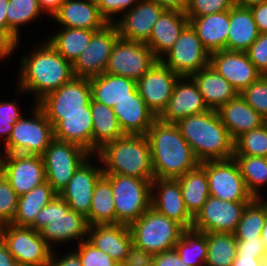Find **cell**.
Here are the masks:
<instances>
[{
  "label": "cell",
  "instance_id": "cell-1",
  "mask_svg": "<svg viewBox=\"0 0 267 266\" xmlns=\"http://www.w3.org/2000/svg\"><path fill=\"white\" fill-rule=\"evenodd\" d=\"M38 45L31 50V55L21 57L16 86V93L34 94L35 104L75 77L72 63L61 56L46 39Z\"/></svg>",
  "mask_w": 267,
  "mask_h": 266
},
{
  "label": "cell",
  "instance_id": "cell-2",
  "mask_svg": "<svg viewBox=\"0 0 267 266\" xmlns=\"http://www.w3.org/2000/svg\"><path fill=\"white\" fill-rule=\"evenodd\" d=\"M146 137L150 146L154 178L176 179L200 165L176 123L156 118Z\"/></svg>",
  "mask_w": 267,
  "mask_h": 266
},
{
  "label": "cell",
  "instance_id": "cell-3",
  "mask_svg": "<svg viewBox=\"0 0 267 266\" xmlns=\"http://www.w3.org/2000/svg\"><path fill=\"white\" fill-rule=\"evenodd\" d=\"M176 124L200 163L233 158L234 140L217 110L188 116Z\"/></svg>",
  "mask_w": 267,
  "mask_h": 266
},
{
  "label": "cell",
  "instance_id": "cell-4",
  "mask_svg": "<svg viewBox=\"0 0 267 266\" xmlns=\"http://www.w3.org/2000/svg\"><path fill=\"white\" fill-rule=\"evenodd\" d=\"M104 174L153 180L150 146L146 135H125L104 144L95 154Z\"/></svg>",
  "mask_w": 267,
  "mask_h": 266
},
{
  "label": "cell",
  "instance_id": "cell-5",
  "mask_svg": "<svg viewBox=\"0 0 267 266\" xmlns=\"http://www.w3.org/2000/svg\"><path fill=\"white\" fill-rule=\"evenodd\" d=\"M30 227L39 231L52 249L69 241L86 240L89 229L86 218L71 210L58 194L36 215Z\"/></svg>",
  "mask_w": 267,
  "mask_h": 266
},
{
  "label": "cell",
  "instance_id": "cell-6",
  "mask_svg": "<svg viewBox=\"0 0 267 266\" xmlns=\"http://www.w3.org/2000/svg\"><path fill=\"white\" fill-rule=\"evenodd\" d=\"M129 229L132 243L152 254L174 249L185 230L175 220L160 214L152 207L132 222Z\"/></svg>",
  "mask_w": 267,
  "mask_h": 266
},
{
  "label": "cell",
  "instance_id": "cell-7",
  "mask_svg": "<svg viewBox=\"0 0 267 266\" xmlns=\"http://www.w3.org/2000/svg\"><path fill=\"white\" fill-rule=\"evenodd\" d=\"M112 186L116 224L130 225L151 207L152 180L120 174L103 175Z\"/></svg>",
  "mask_w": 267,
  "mask_h": 266
},
{
  "label": "cell",
  "instance_id": "cell-8",
  "mask_svg": "<svg viewBox=\"0 0 267 266\" xmlns=\"http://www.w3.org/2000/svg\"><path fill=\"white\" fill-rule=\"evenodd\" d=\"M31 118L22 116L14 124L8 141L4 144L3 153L23 155H42L54 139L52 124L44 111L34 103Z\"/></svg>",
  "mask_w": 267,
  "mask_h": 266
},
{
  "label": "cell",
  "instance_id": "cell-9",
  "mask_svg": "<svg viewBox=\"0 0 267 266\" xmlns=\"http://www.w3.org/2000/svg\"><path fill=\"white\" fill-rule=\"evenodd\" d=\"M91 155L85 148L75 143L54 138L41 155L45 167L46 181L59 194L79 166Z\"/></svg>",
  "mask_w": 267,
  "mask_h": 266
},
{
  "label": "cell",
  "instance_id": "cell-10",
  "mask_svg": "<svg viewBox=\"0 0 267 266\" xmlns=\"http://www.w3.org/2000/svg\"><path fill=\"white\" fill-rule=\"evenodd\" d=\"M91 99L89 79L74 77L57 90L47 94L37 105L54 127L60 121V114L87 113Z\"/></svg>",
  "mask_w": 267,
  "mask_h": 266
},
{
  "label": "cell",
  "instance_id": "cell-11",
  "mask_svg": "<svg viewBox=\"0 0 267 266\" xmlns=\"http://www.w3.org/2000/svg\"><path fill=\"white\" fill-rule=\"evenodd\" d=\"M200 166L206 171L210 196L230 202H250L254 199L234 158L204 161Z\"/></svg>",
  "mask_w": 267,
  "mask_h": 266
},
{
  "label": "cell",
  "instance_id": "cell-12",
  "mask_svg": "<svg viewBox=\"0 0 267 266\" xmlns=\"http://www.w3.org/2000/svg\"><path fill=\"white\" fill-rule=\"evenodd\" d=\"M1 239L18 266H45L53 251L39 231L31 227L5 224Z\"/></svg>",
  "mask_w": 267,
  "mask_h": 266
},
{
  "label": "cell",
  "instance_id": "cell-13",
  "mask_svg": "<svg viewBox=\"0 0 267 266\" xmlns=\"http://www.w3.org/2000/svg\"><path fill=\"white\" fill-rule=\"evenodd\" d=\"M210 53L204 48L201 40L188 24L174 45L160 59L174 73L191 76L209 65Z\"/></svg>",
  "mask_w": 267,
  "mask_h": 266
},
{
  "label": "cell",
  "instance_id": "cell-14",
  "mask_svg": "<svg viewBox=\"0 0 267 266\" xmlns=\"http://www.w3.org/2000/svg\"><path fill=\"white\" fill-rule=\"evenodd\" d=\"M152 50L141 42L118 38L114 44L105 73L139 80L156 62Z\"/></svg>",
  "mask_w": 267,
  "mask_h": 266
},
{
  "label": "cell",
  "instance_id": "cell-15",
  "mask_svg": "<svg viewBox=\"0 0 267 266\" xmlns=\"http://www.w3.org/2000/svg\"><path fill=\"white\" fill-rule=\"evenodd\" d=\"M0 172L18 196L46 182L45 167L40 155L3 153L0 155Z\"/></svg>",
  "mask_w": 267,
  "mask_h": 266
},
{
  "label": "cell",
  "instance_id": "cell-16",
  "mask_svg": "<svg viewBox=\"0 0 267 266\" xmlns=\"http://www.w3.org/2000/svg\"><path fill=\"white\" fill-rule=\"evenodd\" d=\"M119 37L114 23L95 32L88 46L72 64L75 77L90 79L104 73L112 48Z\"/></svg>",
  "mask_w": 267,
  "mask_h": 266
},
{
  "label": "cell",
  "instance_id": "cell-17",
  "mask_svg": "<svg viewBox=\"0 0 267 266\" xmlns=\"http://www.w3.org/2000/svg\"><path fill=\"white\" fill-rule=\"evenodd\" d=\"M249 202H230L209 196L193 218L192 229L208 233H234Z\"/></svg>",
  "mask_w": 267,
  "mask_h": 266
},
{
  "label": "cell",
  "instance_id": "cell-18",
  "mask_svg": "<svg viewBox=\"0 0 267 266\" xmlns=\"http://www.w3.org/2000/svg\"><path fill=\"white\" fill-rule=\"evenodd\" d=\"M181 76L174 73L160 60L136 81L139 95L148 108L158 117L167 107L175 84Z\"/></svg>",
  "mask_w": 267,
  "mask_h": 266
},
{
  "label": "cell",
  "instance_id": "cell-19",
  "mask_svg": "<svg viewBox=\"0 0 267 266\" xmlns=\"http://www.w3.org/2000/svg\"><path fill=\"white\" fill-rule=\"evenodd\" d=\"M93 157L95 159V155H91V158L89 157L79 166L68 184L58 194L67 202L71 210L85 218L89 216L94 187L104 175L102 166L95 164Z\"/></svg>",
  "mask_w": 267,
  "mask_h": 266
},
{
  "label": "cell",
  "instance_id": "cell-20",
  "mask_svg": "<svg viewBox=\"0 0 267 266\" xmlns=\"http://www.w3.org/2000/svg\"><path fill=\"white\" fill-rule=\"evenodd\" d=\"M209 65L225 78L238 94L262 75L243 51L220 50L210 53Z\"/></svg>",
  "mask_w": 267,
  "mask_h": 266
},
{
  "label": "cell",
  "instance_id": "cell-21",
  "mask_svg": "<svg viewBox=\"0 0 267 266\" xmlns=\"http://www.w3.org/2000/svg\"><path fill=\"white\" fill-rule=\"evenodd\" d=\"M151 207L169 219L175 220L184 229H192L193 217L186 209L177 179L152 180Z\"/></svg>",
  "mask_w": 267,
  "mask_h": 266
},
{
  "label": "cell",
  "instance_id": "cell-22",
  "mask_svg": "<svg viewBox=\"0 0 267 266\" xmlns=\"http://www.w3.org/2000/svg\"><path fill=\"white\" fill-rule=\"evenodd\" d=\"M163 11L164 9L156 2L141 0L114 22L120 38L146 44L154 24Z\"/></svg>",
  "mask_w": 267,
  "mask_h": 266
},
{
  "label": "cell",
  "instance_id": "cell-23",
  "mask_svg": "<svg viewBox=\"0 0 267 266\" xmlns=\"http://www.w3.org/2000/svg\"><path fill=\"white\" fill-rule=\"evenodd\" d=\"M208 110L194 80L190 76H183L177 80L167 107L157 118L167 123H177L183 118Z\"/></svg>",
  "mask_w": 267,
  "mask_h": 266
},
{
  "label": "cell",
  "instance_id": "cell-24",
  "mask_svg": "<svg viewBox=\"0 0 267 266\" xmlns=\"http://www.w3.org/2000/svg\"><path fill=\"white\" fill-rule=\"evenodd\" d=\"M52 19L65 28H83L96 32L109 24L101 15L96 0H65Z\"/></svg>",
  "mask_w": 267,
  "mask_h": 266
},
{
  "label": "cell",
  "instance_id": "cell-25",
  "mask_svg": "<svg viewBox=\"0 0 267 266\" xmlns=\"http://www.w3.org/2000/svg\"><path fill=\"white\" fill-rule=\"evenodd\" d=\"M112 108L125 135H146L157 118L139 95L138 90Z\"/></svg>",
  "mask_w": 267,
  "mask_h": 266
},
{
  "label": "cell",
  "instance_id": "cell-26",
  "mask_svg": "<svg viewBox=\"0 0 267 266\" xmlns=\"http://www.w3.org/2000/svg\"><path fill=\"white\" fill-rule=\"evenodd\" d=\"M87 240L119 265L133 244L129 226L125 224L90 226Z\"/></svg>",
  "mask_w": 267,
  "mask_h": 266
},
{
  "label": "cell",
  "instance_id": "cell-27",
  "mask_svg": "<svg viewBox=\"0 0 267 266\" xmlns=\"http://www.w3.org/2000/svg\"><path fill=\"white\" fill-rule=\"evenodd\" d=\"M189 24L185 13L173 10H164L154 24L146 45L154 56L160 60L174 45L184 28Z\"/></svg>",
  "mask_w": 267,
  "mask_h": 266
},
{
  "label": "cell",
  "instance_id": "cell-28",
  "mask_svg": "<svg viewBox=\"0 0 267 266\" xmlns=\"http://www.w3.org/2000/svg\"><path fill=\"white\" fill-rule=\"evenodd\" d=\"M222 124L235 141L243 133L259 128L265 120L238 94L217 110Z\"/></svg>",
  "mask_w": 267,
  "mask_h": 266
},
{
  "label": "cell",
  "instance_id": "cell-29",
  "mask_svg": "<svg viewBox=\"0 0 267 266\" xmlns=\"http://www.w3.org/2000/svg\"><path fill=\"white\" fill-rule=\"evenodd\" d=\"M204 48L213 53L227 50L229 10L199 17H188Z\"/></svg>",
  "mask_w": 267,
  "mask_h": 266
},
{
  "label": "cell",
  "instance_id": "cell-30",
  "mask_svg": "<svg viewBox=\"0 0 267 266\" xmlns=\"http://www.w3.org/2000/svg\"><path fill=\"white\" fill-rule=\"evenodd\" d=\"M54 138L75 143L93 155L92 112L60 114V121L53 127Z\"/></svg>",
  "mask_w": 267,
  "mask_h": 266
},
{
  "label": "cell",
  "instance_id": "cell-31",
  "mask_svg": "<svg viewBox=\"0 0 267 266\" xmlns=\"http://www.w3.org/2000/svg\"><path fill=\"white\" fill-rule=\"evenodd\" d=\"M190 77L196 83L205 104L211 110H218L238 95L231 84L210 65Z\"/></svg>",
  "mask_w": 267,
  "mask_h": 266
},
{
  "label": "cell",
  "instance_id": "cell-32",
  "mask_svg": "<svg viewBox=\"0 0 267 266\" xmlns=\"http://www.w3.org/2000/svg\"><path fill=\"white\" fill-rule=\"evenodd\" d=\"M260 32L250 8L234 5L229 10L227 50L245 52L258 38Z\"/></svg>",
  "mask_w": 267,
  "mask_h": 266
},
{
  "label": "cell",
  "instance_id": "cell-33",
  "mask_svg": "<svg viewBox=\"0 0 267 266\" xmlns=\"http://www.w3.org/2000/svg\"><path fill=\"white\" fill-rule=\"evenodd\" d=\"M92 100L113 107L137 90L136 81L119 75L102 73L89 79Z\"/></svg>",
  "mask_w": 267,
  "mask_h": 266
},
{
  "label": "cell",
  "instance_id": "cell-34",
  "mask_svg": "<svg viewBox=\"0 0 267 266\" xmlns=\"http://www.w3.org/2000/svg\"><path fill=\"white\" fill-rule=\"evenodd\" d=\"M93 155L106 143L125 136L112 107L91 99Z\"/></svg>",
  "mask_w": 267,
  "mask_h": 266
},
{
  "label": "cell",
  "instance_id": "cell-35",
  "mask_svg": "<svg viewBox=\"0 0 267 266\" xmlns=\"http://www.w3.org/2000/svg\"><path fill=\"white\" fill-rule=\"evenodd\" d=\"M176 179L180 184L186 209L194 218L210 196L206 171L199 165Z\"/></svg>",
  "mask_w": 267,
  "mask_h": 266
},
{
  "label": "cell",
  "instance_id": "cell-36",
  "mask_svg": "<svg viewBox=\"0 0 267 266\" xmlns=\"http://www.w3.org/2000/svg\"><path fill=\"white\" fill-rule=\"evenodd\" d=\"M57 193L46 181L28 193L18 196L17 213L11 224L19 227H30L36 215L46 206Z\"/></svg>",
  "mask_w": 267,
  "mask_h": 266
},
{
  "label": "cell",
  "instance_id": "cell-37",
  "mask_svg": "<svg viewBox=\"0 0 267 266\" xmlns=\"http://www.w3.org/2000/svg\"><path fill=\"white\" fill-rule=\"evenodd\" d=\"M61 28L51 36L49 35L46 40L61 56L73 64L88 46L96 31L83 28Z\"/></svg>",
  "mask_w": 267,
  "mask_h": 266
},
{
  "label": "cell",
  "instance_id": "cell-38",
  "mask_svg": "<svg viewBox=\"0 0 267 266\" xmlns=\"http://www.w3.org/2000/svg\"><path fill=\"white\" fill-rule=\"evenodd\" d=\"M90 226L116 224V210L111 183L102 176L93 190V198L89 216L86 218Z\"/></svg>",
  "mask_w": 267,
  "mask_h": 266
},
{
  "label": "cell",
  "instance_id": "cell-39",
  "mask_svg": "<svg viewBox=\"0 0 267 266\" xmlns=\"http://www.w3.org/2000/svg\"><path fill=\"white\" fill-rule=\"evenodd\" d=\"M233 158L251 195L254 198H265L261 196V188L267 185V157L233 155Z\"/></svg>",
  "mask_w": 267,
  "mask_h": 266
},
{
  "label": "cell",
  "instance_id": "cell-40",
  "mask_svg": "<svg viewBox=\"0 0 267 266\" xmlns=\"http://www.w3.org/2000/svg\"><path fill=\"white\" fill-rule=\"evenodd\" d=\"M267 218V199L254 198L242 214L234 232L236 240H248L261 237V231Z\"/></svg>",
  "mask_w": 267,
  "mask_h": 266
},
{
  "label": "cell",
  "instance_id": "cell-41",
  "mask_svg": "<svg viewBox=\"0 0 267 266\" xmlns=\"http://www.w3.org/2000/svg\"><path fill=\"white\" fill-rule=\"evenodd\" d=\"M204 266H232L237 253L234 233L208 232Z\"/></svg>",
  "mask_w": 267,
  "mask_h": 266
},
{
  "label": "cell",
  "instance_id": "cell-42",
  "mask_svg": "<svg viewBox=\"0 0 267 266\" xmlns=\"http://www.w3.org/2000/svg\"><path fill=\"white\" fill-rule=\"evenodd\" d=\"M184 264L204 266L207 258V234L194 229H185L175 245Z\"/></svg>",
  "mask_w": 267,
  "mask_h": 266
},
{
  "label": "cell",
  "instance_id": "cell-43",
  "mask_svg": "<svg viewBox=\"0 0 267 266\" xmlns=\"http://www.w3.org/2000/svg\"><path fill=\"white\" fill-rule=\"evenodd\" d=\"M43 14L38 0H9L6 12L8 28L20 39V27L31 24Z\"/></svg>",
  "mask_w": 267,
  "mask_h": 266
},
{
  "label": "cell",
  "instance_id": "cell-44",
  "mask_svg": "<svg viewBox=\"0 0 267 266\" xmlns=\"http://www.w3.org/2000/svg\"><path fill=\"white\" fill-rule=\"evenodd\" d=\"M234 155L267 157V124L238 137L234 141Z\"/></svg>",
  "mask_w": 267,
  "mask_h": 266
},
{
  "label": "cell",
  "instance_id": "cell-45",
  "mask_svg": "<svg viewBox=\"0 0 267 266\" xmlns=\"http://www.w3.org/2000/svg\"><path fill=\"white\" fill-rule=\"evenodd\" d=\"M239 95L266 121L267 120V76L261 75Z\"/></svg>",
  "mask_w": 267,
  "mask_h": 266
},
{
  "label": "cell",
  "instance_id": "cell-46",
  "mask_svg": "<svg viewBox=\"0 0 267 266\" xmlns=\"http://www.w3.org/2000/svg\"><path fill=\"white\" fill-rule=\"evenodd\" d=\"M9 0H0V59L3 61L13 54L20 44V39L8 28L7 6Z\"/></svg>",
  "mask_w": 267,
  "mask_h": 266
},
{
  "label": "cell",
  "instance_id": "cell-47",
  "mask_svg": "<svg viewBox=\"0 0 267 266\" xmlns=\"http://www.w3.org/2000/svg\"><path fill=\"white\" fill-rule=\"evenodd\" d=\"M76 243L79 246L74 251L79 255L82 266H119L107 253L96 248L87 239Z\"/></svg>",
  "mask_w": 267,
  "mask_h": 266
},
{
  "label": "cell",
  "instance_id": "cell-48",
  "mask_svg": "<svg viewBox=\"0 0 267 266\" xmlns=\"http://www.w3.org/2000/svg\"><path fill=\"white\" fill-rule=\"evenodd\" d=\"M18 195L0 172V219L10 224L17 213Z\"/></svg>",
  "mask_w": 267,
  "mask_h": 266
},
{
  "label": "cell",
  "instance_id": "cell-49",
  "mask_svg": "<svg viewBox=\"0 0 267 266\" xmlns=\"http://www.w3.org/2000/svg\"><path fill=\"white\" fill-rule=\"evenodd\" d=\"M235 0H189L185 14L187 17H199L230 10Z\"/></svg>",
  "mask_w": 267,
  "mask_h": 266
},
{
  "label": "cell",
  "instance_id": "cell-50",
  "mask_svg": "<svg viewBox=\"0 0 267 266\" xmlns=\"http://www.w3.org/2000/svg\"><path fill=\"white\" fill-rule=\"evenodd\" d=\"M17 104L16 99L12 102L0 101V137L3 145L8 141L16 121L23 116Z\"/></svg>",
  "mask_w": 267,
  "mask_h": 266
},
{
  "label": "cell",
  "instance_id": "cell-51",
  "mask_svg": "<svg viewBox=\"0 0 267 266\" xmlns=\"http://www.w3.org/2000/svg\"><path fill=\"white\" fill-rule=\"evenodd\" d=\"M101 15L108 23L116 21L115 15L124 14L127 10L132 9L141 0H96Z\"/></svg>",
  "mask_w": 267,
  "mask_h": 266
},
{
  "label": "cell",
  "instance_id": "cell-52",
  "mask_svg": "<svg viewBox=\"0 0 267 266\" xmlns=\"http://www.w3.org/2000/svg\"><path fill=\"white\" fill-rule=\"evenodd\" d=\"M256 69L267 74V33H262L257 40L245 51Z\"/></svg>",
  "mask_w": 267,
  "mask_h": 266
},
{
  "label": "cell",
  "instance_id": "cell-53",
  "mask_svg": "<svg viewBox=\"0 0 267 266\" xmlns=\"http://www.w3.org/2000/svg\"><path fill=\"white\" fill-rule=\"evenodd\" d=\"M154 254L132 244L119 266H153Z\"/></svg>",
  "mask_w": 267,
  "mask_h": 266
},
{
  "label": "cell",
  "instance_id": "cell-54",
  "mask_svg": "<svg viewBox=\"0 0 267 266\" xmlns=\"http://www.w3.org/2000/svg\"><path fill=\"white\" fill-rule=\"evenodd\" d=\"M267 248L261 237L248 240H237L236 256L264 257Z\"/></svg>",
  "mask_w": 267,
  "mask_h": 266
},
{
  "label": "cell",
  "instance_id": "cell-55",
  "mask_svg": "<svg viewBox=\"0 0 267 266\" xmlns=\"http://www.w3.org/2000/svg\"><path fill=\"white\" fill-rule=\"evenodd\" d=\"M45 266H82V263L79 255L74 250L59 257L53 249L49 261Z\"/></svg>",
  "mask_w": 267,
  "mask_h": 266
},
{
  "label": "cell",
  "instance_id": "cell-56",
  "mask_svg": "<svg viewBox=\"0 0 267 266\" xmlns=\"http://www.w3.org/2000/svg\"><path fill=\"white\" fill-rule=\"evenodd\" d=\"M153 266H189L184 264L174 249L154 254Z\"/></svg>",
  "mask_w": 267,
  "mask_h": 266
},
{
  "label": "cell",
  "instance_id": "cell-57",
  "mask_svg": "<svg viewBox=\"0 0 267 266\" xmlns=\"http://www.w3.org/2000/svg\"><path fill=\"white\" fill-rule=\"evenodd\" d=\"M250 10L260 34L267 33V2L254 5Z\"/></svg>",
  "mask_w": 267,
  "mask_h": 266
},
{
  "label": "cell",
  "instance_id": "cell-58",
  "mask_svg": "<svg viewBox=\"0 0 267 266\" xmlns=\"http://www.w3.org/2000/svg\"><path fill=\"white\" fill-rule=\"evenodd\" d=\"M164 10H173L185 13L189 0H152Z\"/></svg>",
  "mask_w": 267,
  "mask_h": 266
},
{
  "label": "cell",
  "instance_id": "cell-59",
  "mask_svg": "<svg viewBox=\"0 0 267 266\" xmlns=\"http://www.w3.org/2000/svg\"><path fill=\"white\" fill-rule=\"evenodd\" d=\"M64 2L65 0H38L42 12L50 17H53Z\"/></svg>",
  "mask_w": 267,
  "mask_h": 266
},
{
  "label": "cell",
  "instance_id": "cell-60",
  "mask_svg": "<svg viewBox=\"0 0 267 266\" xmlns=\"http://www.w3.org/2000/svg\"><path fill=\"white\" fill-rule=\"evenodd\" d=\"M232 266H265L264 257L236 256Z\"/></svg>",
  "mask_w": 267,
  "mask_h": 266
},
{
  "label": "cell",
  "instance_id": "cell-61",
  "mask_svg": "<svg viewBox=\"0 0 267 266\" xmlns=\"http://www.w3.org/2000/svg\"><path fill=\"white\" fill-rule=\"evenodd\" d=\"M0 266H18L2 239H0Z\"/></svg>",
  "mask_w": 267,
  "mask_h": 266
},
{
  "label": "cell",
  "instance_id": "cell-62",
  "mask_svg": "<svg viewBox=\"0 0 267 266\" xmlns=\"http://www.w3.org/2000/svg\"><path fill=\"white\" fill-rule=\"evenodd\" d=\"M235 1H236V5L245 7V8H250L254 5L267 2V0H235Z\"/></svg>",
  "mask_w": 267,
  "mask_h": 266
},
{
  "label": "cell",
  "instance_id": "cell-63",
  "mask_svg": "<svg viewBox=\"0 0 267 266\" xmlns=\"http://www.w3.org/2000/svg\"><path fill=\"white\" fill-rule=\"evenodd\" d=\"M261 238L264 241L265 247L267 248V218H266L264 227L261 231Z\"/></svg>",
  "mask_w": 267,
  "mask_h": 266
},
{
  "label": "cell",
  "instance_id": "cell-64",
  "mask_svg": "<svg viewBox=\"0 0 267 266\" xmlns=\"http://www.w3.org/2000/svg\"><path fill=\"white\" fill-rule=\"evenodd\" d=\"M5 223L0 219V239L4 231Z\"/></svg>",
  "mask_w": 267,
  "mask_h": 266
},
{
  "label": "cell",
  "instance_id": "cell-65",
  "mask_svg": "<svg viewBox=\"0 0 267 266\" xmlns=\"http://www.w3.org/2000/svg\"><path fill=\"white\" fill-rule=\"evenodd\" d=\"M264 265L267 266V250H266V254H265V258H264Z\"/></svg>",
  "mask_w": 267,
  "mask_h": 266
}]
</instances>
